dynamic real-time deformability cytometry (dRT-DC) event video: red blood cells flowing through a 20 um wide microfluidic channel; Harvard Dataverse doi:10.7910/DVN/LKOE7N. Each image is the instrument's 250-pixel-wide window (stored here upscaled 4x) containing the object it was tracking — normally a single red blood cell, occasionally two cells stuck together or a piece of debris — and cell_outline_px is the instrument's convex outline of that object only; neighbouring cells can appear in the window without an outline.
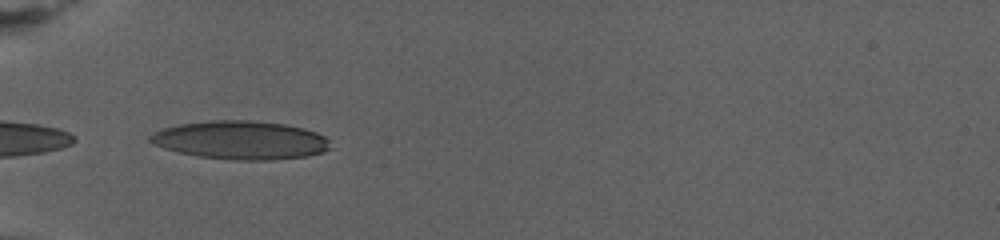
{"species": "human", "species_latin": "Homo sapiens", "temperature_condition": "warm", "stored_images_in_passage": 19, "camera_frame_rate_fps": 3000, "um_per_image_px": 0.085, "donor": {"sex": "female"}, "frame": {"image": 1, "passage_image": 1, "time_ms": 0.0, "image_size_px": [1000, 240], "cell_outline_px": [[332, 148], [324, 152], [304, 156], [268, 160], [232, 160], [200, 156], [180, 152], [164, 148], [152, 144], [148, 140], [148, 136], [164, 128], [180, 124], [212, 120], [252, 120], [284, 124], [304, 128], [316, 132], [324, 136], [328, 140]], "centroid_in_image_um": [20.47, 11.91], "position_along_channel_um": 64.5, "area_um2": 40.23}}
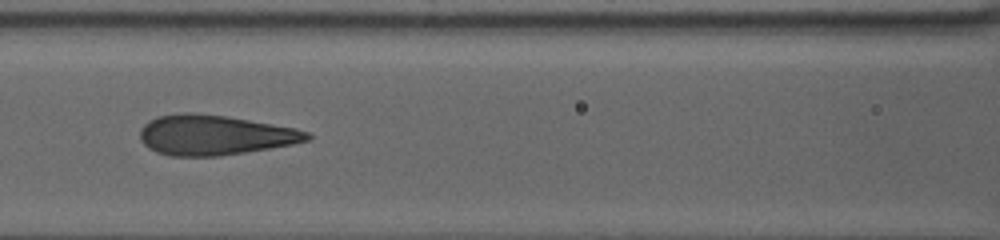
{"frame": {"image": 2, "passage_image": 11, "time_ms": 3.333, "image_size_px": [1000, 240], "cell_outline_px": [[312, 136], [308, 140], [292, 144], [220, 156], [172, 156], [156, 152], [148, 148], [140, 140], [140, 128], [148, 120], [156, 116], [184, 112], [192, 112], [224, 116], [296, 128], [308, 132]], "centroid_in_image_um": [18.18, 11.47], "position_along_channel_um": 148.4, "area_um2": 38.84}}
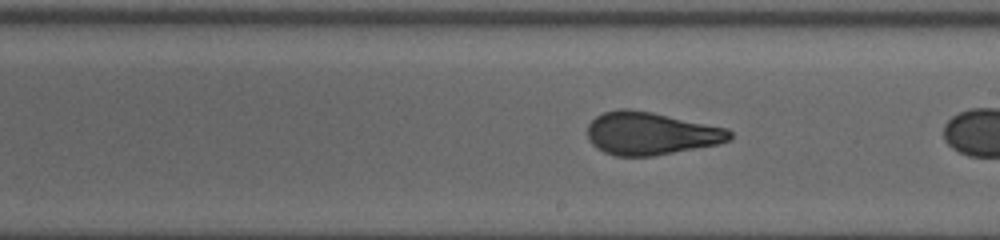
{"frame": {"image": 3, "passage_image": 17, "time_ms": 5.333, "image_size_px": [1000, 240], "cell_outline_px": [[732, 136], [728, 140], [716, 144], [652, 156], [616, 156], [604, 152], [596, 148], [588, 140], [588, 124], [596, 116], [604, 112], [620, 108], [628, 108], [652, 112], [728, 128], [732, 132]], "centroid_in_image_um": [55.28, 11.33], "position_along_channel_um": 233.7, "area_um2": 35.37}}